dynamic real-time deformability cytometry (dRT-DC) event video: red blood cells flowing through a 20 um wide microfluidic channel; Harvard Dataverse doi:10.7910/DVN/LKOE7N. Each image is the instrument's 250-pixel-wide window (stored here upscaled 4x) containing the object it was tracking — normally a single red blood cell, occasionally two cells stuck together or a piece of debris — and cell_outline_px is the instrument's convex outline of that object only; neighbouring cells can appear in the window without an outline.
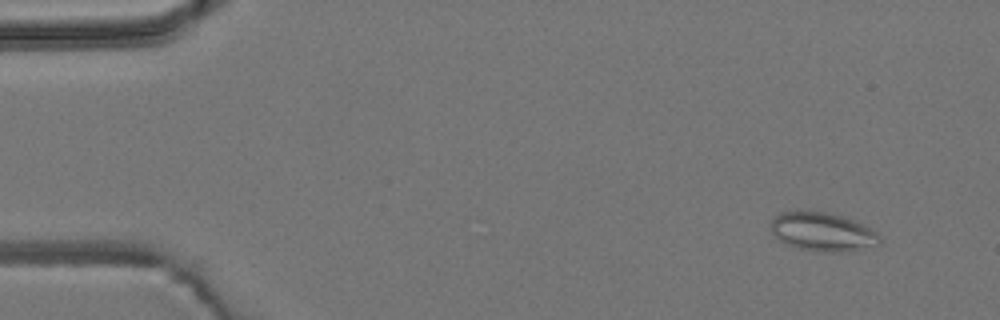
{"species": "common noctule bat (a hibernating species)", "species_latin": "Nyctalus noctula", "temperature_condition": "room temperature", "stored_images_in_passage": 4, "camera_frame_rate_fps": 3000, "um_per_image_px": 0.085, "animal": {"sex": "male", "body_mass_g": 19.2, "forearm_length_mm": 51.8}, "frame": {"image": 1, "passage_image": 1, "time_ms": 0.0, "image_size_px": [1000, 320], "cell_outline_px": [[880, 244], [852, 252], [824, 252], [800, 248], [788, 244], [780, 240], [772, 232], [768, 224], [780, 212], [796, 208], [828, 212], [852, 220], [876, 232], [880, 236]], "centroid_in_image_um": [69.87, 19.68], "position_along_channel_um": 15.1, "area_um2": 24.91}}